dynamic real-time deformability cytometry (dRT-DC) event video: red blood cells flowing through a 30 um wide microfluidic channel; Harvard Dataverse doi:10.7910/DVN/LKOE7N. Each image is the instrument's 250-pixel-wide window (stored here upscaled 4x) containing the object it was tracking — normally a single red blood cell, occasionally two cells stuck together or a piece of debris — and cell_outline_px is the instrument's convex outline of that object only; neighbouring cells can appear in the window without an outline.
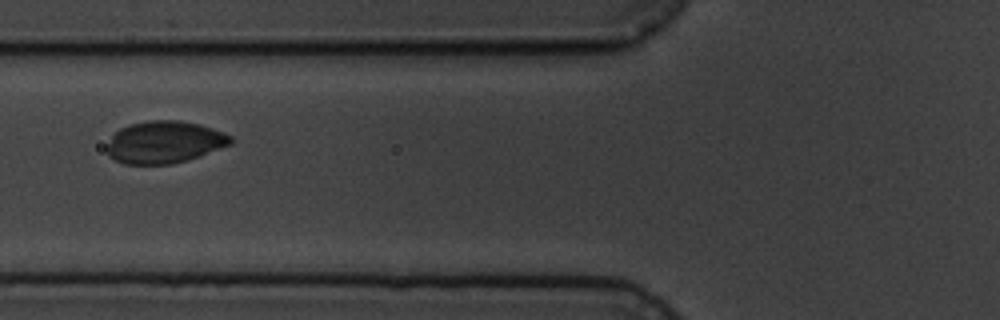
{"species": "common noctule bat (a hibernating species)", "species_latin": "Nyctalus noctula", "temperature_condition": "cold", "stored_images_in_passage": 12, "segment_of_instrument_passage": [1, 2], "camera_frame_rate_fps": 3000, "um_per_image_px": 0.085, "animal": {"sex": "male", "body_mass_g": 19.5, "forearm_length_mm": 54.6}, "frame": {"image": 1, "passage_image": 2, "time_ms": 1.333, "image_size_px": [1000, 320], "cell_outline_px": [[232, 144], [200, 156], [188, 160], [172, 164], [124, 164], [108, 156], [108, 144], [112, 136], [120, 128], [128, 124], [148, 120], [180, 120], [200, 124], [224, 132], [232, 136]], "centroid_in_image_um": [14.0, 12.08], "position_along_channel_um": 111.8, "area_um2": 30.58}}
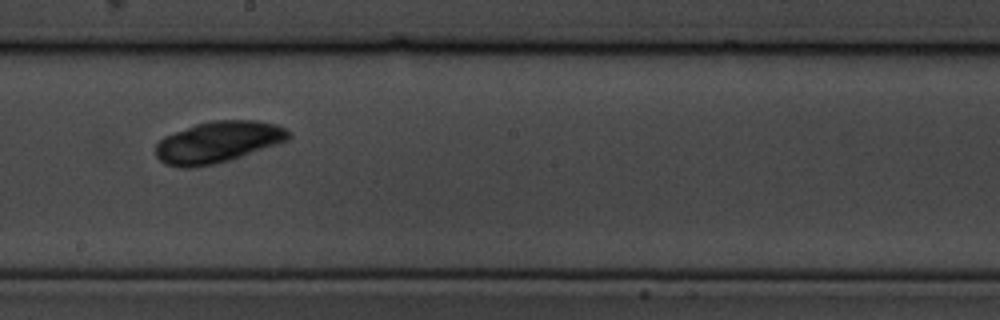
{"frame": {"image": 2, "passage_image": 5, "time_ms": 4.667, "image_size_px": [1000, 320], "cell_outline_px": [[292, 136], [288, 140], [228, 160], [212, 164], [192, 168], [180, 168], [164, 164], [156, 156], [156, 144], [164, 136], [196, 124], [212, 120], [256, 120], [276, 124], [288, 128], [292, 132]], "centroid_in_image_um": [18.54, 12.06], "position_along_channel_um": 229.7, "area_um2": 32.02}}
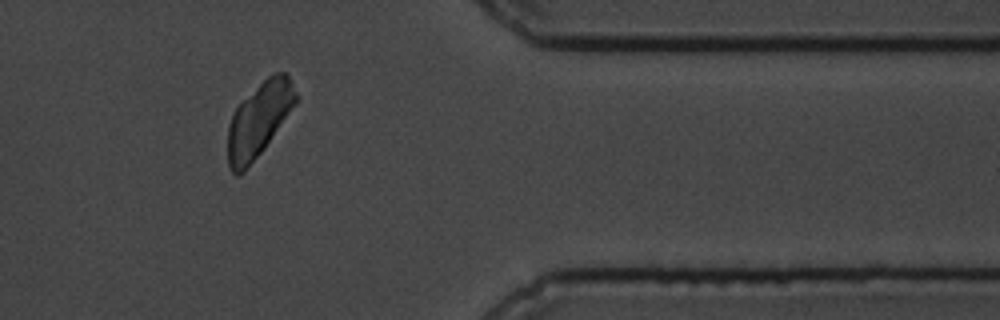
{"frame": {"image": 3, "passage_image": 9, "time_ms": 9.667, "image_size_px": [1000, 320], "cell_outline_px": [[300, 100], [264, 148], [244, 172], [236, 176], [228, 168], [228, 124], [236, 108], [272, 72], [284, 72], [288, 76], [300, 96]], "centroid_in_image_um": [22.05, 10.18], "position_along_channel_um": 389.4, "area_um2": 29.42}}